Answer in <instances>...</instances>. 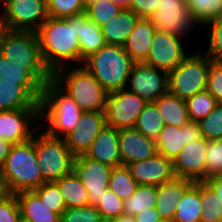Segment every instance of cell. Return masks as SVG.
Here are the masks:
<instances>
[{
    "label": "cell",
    "mask_w": 222,
    "mask_h": 222,
    "mask_svg": "<svg viewBox=\"0 0 222 222\" xmlns=\"http://www.w3.org/2000/svg\"><path fill=\"white\" fill-rule=\"evenodd\" d=\"M88 18L86 12L47 20L36 31L44 65L53 74L66 61L80 65L79 27Z\"/></svg>",
    "instance_id": "1"
},
{
    "label": "cell",
    "mask_w": 222,
    "mask_h": 222,
    "mask_svg": "<svg viewBox=\"0 0 222 222\" xmlns=\"http://www.w3.org/2000/svg\"><path fill=\"white\" fill-rule=\"evenodd\" d=\"M82 113L76 102L53 80L43 86L40 101V127L47 124L46 129L43 130L48 135L64 138L76 129Z\"/></svg>",
    "instance_id": "2"
},
{
    "label": "cell",
    "mask_w": 222,
    "mask_h": 222,
    "mask_svg": "<svg viewBox=\"0 0 222 222\" xmlns=\"http://www.w3.org/2000/svg\"><path fill=\"white\" fill-rule=\"evenodd\" d=\"M66 69H57L52 74V80L83 112H104L108 92L97 79L82 65Z\"/></svg>",
    "instance_id": "3"
},
{
    "label": "cell",
    "mask_w": 222,
    "mask_h": 222,
    "mask_svg": "<svg viewBox=\"0 0 222 222\" xmlns=\"http://www.w3.org/2000/svg\"><path fill=\"white\" fill-rule=\"evenodd\" d=\"M0 172L13 194L32 191L46 182L37 161L36 133L28 141L12 146Z\"/></svg>",
    "instance_id": "4"
},
{
    "label": "cell",
    "mask_w": 222,
    "mask_h": 222,
    "mask_svg": "<svg viewBox=\"0 0 222 222\" xmlns=\"http://www.w3.org/2000/svg\"><path fill=\"white\" fill-rule=\"evenodd\" d=\"M135 62L121 45H105L84 60L85 67L108 92L125 89Z\"/></svg>",
    "instance_id": "5"
},
{
    "label": "cell",
    "mask_w": 222,
    "mask_h": 222,
    "mask_svg": "<svg viewBox=\"0 0 222 222\" xmlns=\"http://www.w3.org/2000/svg\"><path fill=\"white\" fill-rule=\"evenodd\" d=\"M0 54L9 61L26 65V70L43 86L52 80V73L43 63L36 32L10 30L4 39Z\"/></svg>",
    "instance_id": "6"
},
{
    "label": "cell",
    "mask_w": 222,
    "mask_h": 222,
    "mask_svg": "<svg viewBox=\"0 0 222 222\" xmlns=\"http://www.w3.org/2000/svg\"><path fill=\"white\" fill-rule=\"evenodd\" d=\"M203 51L187 56L168 73V92L187 100L206 90L210 64L213 62Z\"/></svg>",
    "instance_id": "7"
},
{
    "label": "cell",
    "mask_w": 222,
    "mask_h": 222,
    "mask_svg": "<svg viewBox=\"0 0 222 222\" xmlns=\"http://www.w3.org/2000/svg\"><path fill=\"white\" fill-rule=\"evenodd\" d=\"M36 155L46 182H55L73 171L75 156L64 138L52 137L44 130L36 134Z\"/></svg>",
    "instance_id": "8"
},
{
    "label": "cell",
    "mask_w": 222,
    "mask_h": 222,
    "mask_svg": "<svg viewBox=\"0 0 222 222\" xmlns=\"http://www.w3.org/2000/svg\"><path fill=\"white\" fill-rule=\"evenodd\" d=\"M0 16L13 31H33L47 20V0H1Z\"/></svg>",
    "instance_id": "9"
},
{
    "label": "cell",
    "mask_w": 222,
    "mask_h": 222,
    "mask_svg": "<svg viewBox=\"0 0 222 222\" xmlns=\"http://www.w3.org/2000/svg\"><path fill=\"white\" fill-rule=\"evenodd\" d=\"M147 103L139 95L126 89L108 93L104 111L106 125L117 130L134 128Z\"/></svg>",
    "instance_id": "10"
},
{
    "label": "cell",
    "mask_w": 222,
    "mask_h": 222,
    "mask_svg": "<svg viewBox=\"0 0 222 222\" xmlns=\"http://www.w3.org/2000/svg\"><path fill=\"white\" fill-rule=\"evenodd\" d=\"M150 19L157 31L181 38L194 26H199L185 0H161Z\"/></svg>",
    "instance_id": "11"
},
{
    "label": "cell",
    "mask_w": 222,
    "mask_h": 222,
    "mask_svg": "<svg viewBox=\"0 0 222 222\" xmlns=\"http://www.w3.org/2000/svg\"><path fill=\"white\" fill-rule=\"evenodd\" d=\"M168 84V72L144 62H135L125 89L150 103L168 92Z\"/></svg>",
    "instance_id": "12"
},
{
    "label": "cell",
    "mask_w": 222,
    "mask_h": 222,
    "mask_svg": "<svg viewBox=\"0 0 222 222\" xmlns=\"http://www.w3.org/2000/svg\"><path fill=\"white\" fill-rule=\"evenodd\" d=\"M36 123L40 124V108L0 111V138L12 144L26 142L42 130L40 125L33 128Z\"/></svg>",
    "instance_id": "13"
},
{
    "label": "cell",
    "mask_w": 222,
    "mask_h": 222,
    "mask_svg": "<svg viewBox=\"0 0 222 222\" xmlns=\"http://www.w3.org/2000/svg\"><path fill=\"white\" fill-rule=\"evenodd\" d=\"M182 44L181 37L156 30L144 63L169 73L188 56Z\"/></svg>",
    "instance_id": "14"
},
{
    "label": "cell",
    "mask_w": 222,
    "mask_h": 222,
    "mask_svg": "<svg viewBox=\"0 0 222 222\" xmlns=\"http://www.w3.org/2000/svg\"><path fill=\"white\" fill-rule=\"evenodd\" d=\"M112 167L84 155L75 156L73 171L87 188L90 205L96 206L108 188Z\"/></svg>",
    "instance_id": "15"
},
{
    "label": "cell",
    "mask_w": 222,
    "mask_h": 222,
    "mask_svg": "<svg viewBox=\"0 0 222 222\" xmlns=\"http://www.w3.org/2000/svg\"><path fill=\"white\" fill-rule=\"evenodd\" d=\"M204 137L190 142L181 149L173 160L176 177L189 179L194 182L206 181V148Z\"/></svg>",
    "instance_id": "16"
},
{
    "label": "cell",
    "mask_w": 222,
    "mask_h": 222,
    "mask_svg": "<svg viewBox=\"0 0 222 222\" xmlns=\"http://www.w3.org/2000/svg\"><path fill=\"white\" fill-rule=\"evenodd\" d=\"M202 138L199 123L189 120L182 127L164 125L155 143L158 153L173 161L184 145Z\"/></svg>",
    "instance_id": "17"
},
{
    "label": "cell",
    "mask_w": 222,
    "mask_h": 222,
    "mask_svg": "<svg viewBox=\"0 0 222 222\" xmlns=\"http://www.w3.org/2000/svg\"><path fill=\"white\" fill-rule=\"evenodd\" d=\"M138 185L159 186L176 177L173 161L162 154L127 165Z\"/></svg>",
    "instance_id": "18"
},
{
    "label": "cell",
    "mask_w": 222,
    "mask_h": 222,
    "mask_svg": "<svg viewBox=\"0 0 222 222\" xmlns=\"http://www.w3.org/2000/svg\"><path fill=\"white\" fill-rule=\"evenodd\" d=\"M105 126L104 112H83L76 129L64 137L71 153L74 156L84 155Z\"/></svg>",
    "instance_id": "19"
},
{
    "label": "cell",
    "mask_w": 222,
    "mask_h": 222,
    "mask_svg": "<svg viewBox=\"0 0 222 222\" xmlns=\"http://www.w3.org/2000/svg\"><path fill=\"white\" fill-rule=\"evenodd\" d=\"M118 139L121 166L151 158L158 153L155 140L135 128L118 130Z\"/></svg>",
    "instance_id": "20"
},
{
    "label": "cell",
    "mask_w": 222,
    "mask_h": 222,
    "mask_svg": "<svg viewBox=\"0 0 222 222\" xmlns=\"http://www.w3.org/2000/svg\"><path fill=\"white\" fill-rule=\"evenodd\" d=\"M84 156L112 168L121 166L118 130L106 125L96 136Z\"/></svg>",
    "instance_id": "21"
},
{
    "label": "cell",
    "mask_w": 222,
    "mask_h": 222,
    "mask_svg": "<svg viewBox=\"0 0 222 222\" xmlns=\"http://www.w3.org/2000/svg\"><path fill=\"white\" fill-rule=\"evenodd\" d=\"M194 181L175 177L166 184L157 186V198L155 207L159 211L161 219L174 217L177 201L182 198L185 192L194 184Z\"/></svg>",
    "instance_id": "22"
},
{
    "label": "cell",
    "mask_w": 222,
    "mask_h": 222,
    "mask_svg": "<svg viewBox=\"0 0 222 222\" xmlns=\"http://www.w3.org/2000/svg\"><path fill=\"white\" fill-rule=\"evenodd\" d=\"M155 32L156 28L150 18H139L124 45L126 52L134 62L146 60Z\"/></svg>",
    "instance_id": "23"
},
{
    "label": "cell",
    "mask_w": 222,
    "mask_h": 222,
    "mask_svg": "<svg viewBox=\"0 0 222 222\" xmlns=\"http://www.w3.org/2000/svg\"><path fill=\"white\" fill-rule=\"evenodd\" d=\"M0 82H17L23 85L39 102L43 85L26 70V65L9 61L0 54Z\"/></svg>",
    "instance_id": "24"
},
{
    "label": "cell",
    "mask_w": 222,
    "mask_h": 222,
    "mask_svg": "<svg viewBox=\"0 0 222 222\" xmlns=\"http://www.w3.org/2000/svg\"><path fill=\"white\" fill-rule=\"evenodd\" d=\"M21 219L25 222H60L61 217L45 206L33 191H21L15 194Z\"/></svg>",
    "instance_id": "25"
},
{
    "label": "cell",
    "mask_w": 222,
    "mask_h": 222,
    "mask_svg": "<svg viewBox=\"0 0 222 222\" xmlns=\"http://www.w3.org/2000/svg\"><path fill=\"white\" fill-rule=\"evenodd\" d=\"M139 18L131 9H123L116 17L101 27L106 44L124 46Z\"/></svg>",
    "instance_id": "26"
},
{
    "label": "cell",
    "mask_w": 222,
    "mask_h": 222,
    "mask_svg": "<svg viewBox=\"0 0 222 222\" xmlns=\"http://www.w3.org/2000/svg\"><path fill=\"white\" fill-rule=\"evenodd\" d=\"M40 108V102L17 82H0V111Z\"/></svg>",
    "instance_id": "27"
},
{
    "label": "cell",
    "mask_w": 222,
    "mask_h": 222,
    "mask_svg": "<svg viewBox=\"0 0 222 222\" xmlns=\"http://www.w3.org/2000/svg\"><path fill=\"white\" fill-rule=\"evenodd\" d=\"M154 103L159 109L164 125L182 127L190 120L186 100L176 95L167 92L161 95Z\"/></svg>",
    "instance_id": "28"
},
{
    "label": "cell",
    "mask_w": 222,
    "mask_h": 222,
    "mask_svg": "<svg viewBox=\"0 0 222 222\" xmlns=\"http://www.w3.org/2000/svg\"><path fill=\"white\" fill-rule=\"evenodd\" d=\"M59 186L66 209L90 205L87 188L74 171L55 181Z\"/></svg>",
    "instance_id": "29"
},
{
    "label": "cell",
    "mask_w": 222,
    "mask_h": 222,
    "mask_svg": "<svg viewBox=\"0 0 222 222\" xmlns=\"http://www.w3.org/2000/svg\"><path fill=\"white\" fill-rule=\"evenodd\" d=\"M200 182H195L177 201L173 219L176 222H201Z\"/></svg>",
    "instance_id": "30"
},
{
    "label": "cell",
    "mask_w": 222,
    "mask_h": 222,
    "mask_svg": "<svg viewBox=\"0 0 222 222\" xmlns=\"http://www.w3.org/2000/svg\"><path fill=\"white\" fill-rule=\"evenodd\" d=\"M78 36L81 65L85 59L107 45L101 27L96 23H93L89 18H87L81 27H79Z\"/></svg>",
    "instance_id": "31"
},
{
    "label": "cell",
    "mask_w": 222,
    "mask_h": 222,
    "mask_svg": "<svg viewBox=\"0 0 222 222\" xmlns=\"http://www.w3.org/2000/svg\"><path fill=\"white\" fill-rule=\"evenodd\" d=\"M157 186L138 185L136 191L124 200V214L135 216L147 209L155 207Z\"/></svg>",
    "instance_id": "32"
},
{
    "label": "cell",
    "mask_w": 222,
    "mask_h": 222,
    "mask_svg": "<svg viewBox=\"0 0 222 222\" xmlns=\"http://www.w3.org/2000/svg\"><path fill=\"white\" fill-rule=\"evenodd\" d=\"M163 127L164 122L157 105L150 102L141 111L134 128L146 137L156 140Z\"/></svg>",
    "instance_id": "33"
},
{
    "label": "cell",
    "mask_w": 222,
    "mask_h": 222,
    "mask_svg": "<svg viewBox=\"0 0 222 222\" xmlns=\"http://www.w3.org/2000/svg\"><path fill=\"white\" fill-rule=\"evenodd\" d=\"M138 183L133 179L127 166L112 168L108 188L119 198H129L137 189Z\"/></svg>",
    "instance_id": "34"
},
{
    "label": "cell",
    "mask_w": 222,
    "mask_h": 222,
    "mask_svg": "<svg viewBox=\"0 0 222 222\" xmlns=\"http://www.w3.org/2000/svg\"><path fill=\"white\" fill-rule=\"evenodd\" d=\"M200 200L203 209L201 222H220L222 219V202L205 181L200 182Z\"/></svg>",
    "instance_id": "35"
},
{
    "label": "cell",
    "mask_w": 222,
    "mask_h": 222,
    "mask_svg": "<svg viewBox=\"0 0 222 222\" xmlns=\"http://www.w3.org/2000/svg\"><path fill=\"white\" fill-rule=\"evenodd\" d=\"M193 18L203 26L209 20L222 17V0H185Z\"/></svg>",
    "instance_id": "36"
},
{
    "label": "cell",
    "mask_w": 222,
    "mask_h": 222,
    "mask_svg": "<svg viewBox=\"0 0 222 222\" xmlns=\"http://www.w3.org/2000/svg\"><path fill=\"white\" fill-rule=\"evenodd\" d=\"M188 116L191 121L199 122L205 118L218 104L211 94L204 90L186 100Z\"/></svg>",
    "instance_id": "37"
},
{
    "label": "cell",
    "mask_w": 222,
    "mask_h": 222,
    "mask_svg": "<svg viewBox=\"0 0 222 222\" xmlns=\"http://www.w3.org/2000/svg\"><path fill=\"white\" fill-rule=\"evenodd\" d=\"M32 191L50 211L57 213L61 217L66 206L59 186L55 182H45Z\"/></svg>",
    "instance_id": "38"
},
{
    "label": "cell",
    "mask_w": 222,
    "mask_h": 222,
    "mask_svg": "<svg viewBox=\"0 0 222 222\" xmlns=\"http://www.w3.org/2000/svg\"><path fill=\"white\" fill-rule=\"evenodd\" d=\"M122 10L123 8L114 4L111 0H100L89 4L85 12L93 23L102 27L116 17Z\"/></svg>",
    "instance_id": "39"
},
{
    "label": "cell",
    "mask_w": 222,
    "mask_h": 222,
    "mask_svg": "<svg viewBox=\"0 0 222 222\" xmlns=\"http://www.w3.org/2000/svg\"><path fill=\"white\" fill-rule=\"evenodd\" d=\"M86 11L84 0H47L48 16L68 18Z\"/></svg>",
    "instance_id": "40"
},
{
    "label": "cell",
    "mask_w": 222,
    "mask_h": 222,
    "mask_svg": "<svg viewBox=\"0 0 222 222\" xmlns=\"http://www.w3.org/2000/svg\"><path fill=\"white\" fill-rule=\"evenodd\" d=\"M202 136L206 140L222 139V104L218 103L205 118L199 122Z\"/></svg>",
    "instance_id": "41"
},
{
    "label": "cell",
    "mask_w": 222,
    "mask_h": 222,
    "mask_svg": "<svg viewBox=\"0 0 222 222\" xmlns=\"http://www.w3.org/2000/svg\"><path fill=\"white\" fill-rule=\"evenodd\" d=\"M203 25H209L211 29L209 46L205 54L214 62H222V17L209 20Z\"/></svg>",
    "instance_id": "42"
},
{
    "label": "cell",
    "mask_w": 222,
    "mask_h": 222,
    "mask_svg": "<svg viewBox=\"0 0 222 222\" xmlns=\"http://www.w3.org/2000/svg\"><path fill=\"white\" fill-rule=\"evenodd\" d=\"M124 200L119 198L109 188L100 197V202L95 206L102 218L114 219L124 213Z\"/></svg>",
    "instance_id": "43"
},
{
    "label": "cell",
    "mask_w": 222,
    "mask_h": 222,
    "mask_svg": "<svg viewBox=\"0 0 222 222\" xmlns=\"http://www.w3.org/2000/svg\"><path fill=\"white\" fill-rule=\"evenodd\" d=\"M205 158L206 180L215 175H222V139L207 142Z\"/></svg>",
    "instance_id": "44"
},
{
    "label": "cell",
    "mask_w": 222,
    "mask_h": 222,
    "mask_svg": "<svg viewBox=\"0 0 222 222\" xmlns=\"http://www.w3.org/2000/svg\"><path fill=\"white\" fill-rule=\"evenodd\" d=\"M101 219L102 216L96 207L88 205L65 209L60 222H100Z\"/></svg>",
    "instance_id": "45"
},
{
    "label": "cell",
    "mask_w": 222,
    "mask_h": 222,
    "mask_svg": "<svg viewBox=\"0 0 222 222\" xmlns=\"http://www.w3.org/2000/svg\"><path fill=\"white\" fill-rule=\"evenodd\" d=\"M206 90L222 104V62H212L210 64Z\"/></svg>",
    "instance_id": "46"
},
{
    "label": "cell",
    "mask_w": 222,
    "mask_h": 222,
    "mask_svg": "<svg viewBox=\"0 0 222 222\" xmlns=\"http://www.w3.org/2000/svg\"><path fill=\"white\" fill-rule=\"evenodd\" d=\"M21 220L20 208L15 194L0 202V222H18Z\"/></svg>",
    "instance_id": "47"
},
{
    "label": "cell",
    "mask_w": 222,
    "mask_h": 222,
    "mask_svg": "<svg viewBox=\"0 0 222 222\" xmlns=\"http://www.w3.org/2000/svg\"><path fill=\"white\" fill-rule=\"evenodd\" d=\"M161 0H132L128 9H131L140 18H151Z\"/></svg>",
    "instance_id": "48"
},
{
    "label": "cell",
    "mask_w": 222,
    "mask_h": 222,
    "mask_svg": "<svg viewBox=\"0 0 222 222\" xmlns=\"http://www.w3.org/2000/svg\"><path fill=\"white\" fill-rule=\"evenodd\" d=\"M134 217L136 222H159L161 220L159 211L156 207L147 209L146 211L136 214Z\"/></svg>",
    "instance_id": "49"
},
{
    "label": "cell",
    "mask_w": 222,
    "mask_h": 222,
    "mask_svg": "<svg viewBox=\"0 0 222 222\" xmlns=\"http://www.w3.org/2000/svg\"><path fill=\"white\" fill-rule=\"evenodd\" d=\"M218 195L222 202V175H215L205 181Z\"/></svg>",
    "instance_id": "50"
},
{
    "label": "cell",
    "mask_w": 222,
    "mask_h": 222,
    "mask_svg": "<svg viewBox=\"0 0 222 222\" xmlns=\"http://www.w3.org/2000/svg\"><path fill=\"white\" fill-rule=\"evenodd\" d=\"M13 145L11 142L0 138V168L4 165Z\"/></svg>",
    "instance_id": "51"
},
{
    "label": "cell",
    "mask_w": 222,
    "mask_h": 222,
    "mask_svg": "<svg viewBox=\"0 0 222 222\" xmlns=\"http://www.w3.org/2000/svg\"><path fill=\"white\" fill-rule=\"evenodd\" d=\"M13 193L11 192L7 180L0 172V202L9 198Z\"/></svg>",
    "instance_id": "52"
},
{
    "label": "cell",
    "mask_w": 222,
    "mask_h": 222,
    "mask_svg": "<svg viewBox=\"0 0 222 222\" xmlns=\"http://www.w3.org/2000/svg\"><path fill=\"white\" fill-rule=\"evenodd\" d=\"M10 28L9 26L5 23L4 19L0 16V52H1V47L3 45L4 39L6 35L9 33Z\"/></svg>",
    "instance_id": "53"
},
{
    "label": "cell",
    "mask_w": 222,
    "mask_h": 222,
    "mask_svg": "<svg viewBox=\"0 0 222 222\" xmlns=\"http://www.w3.org/2000/svg\"><path fill=\"white\" fill-rule=\"evenodd\" d=\"M114 222H136L135 217L129 214H122L117 218L113 219Z\"/></svg>",
    "instance_id": "54"
},
{
    "label": "cell",
    "mask_w": 222,
    "mask_h": 222,
    "mask_svg": "<svg viewBox=\"0 0 222 222\" xmlns=\"http://www.w3.org/2000/svg\"><path fill=\"white\" fill-rule=\"evenodd\" d=\"M114 4L119 5L123 9H128L132 0H111Z\"/></svg>",
    "instance_id": "55"
},
{
    "label": "cell",
    "mask_w": 222,
    "mask_h": 222,
    "mask_svg": "<svg viewBox=\"0 0 222 222\" xmlns=\"http://www.w3.org/2000/svg\"><path fill=\"white\" fill-rule=\"evenodd\" d=\"M97 1H100V0H84L85 2V7H87L89 4H92V3H95Z\"/></svg>",
    "instance_id": "56"
},
{
    "label": "cell",
    "mask_w": 222,
    "mask_h": 222,
    "mask_svg": "<svg viewBox=\"0 0 222 222\" xmlns=\"http://www.w3.org/2000/svg\"><path fill=\"white\" fill-rule=\"evenodd\" d=\"M159 222H176L173 218L171 219H161Z\"/></svg>",
    "instance_id": "57"
},
{
    "label": "cell",
    "mask_w": 222,
    "mask_h": 222,
    "mask_svg": "<svg viewBox=\"0 0 222 222\" xmlns=\"http://www.w3.org/2000/svg\"><path fill=\"white\" fill-rule=\"evenodd\" d=\"M100 222H114V220L113 219H108V218H102L100 220Z\"/></svg>",
    "instance_id": "58"
}]
</instances>
